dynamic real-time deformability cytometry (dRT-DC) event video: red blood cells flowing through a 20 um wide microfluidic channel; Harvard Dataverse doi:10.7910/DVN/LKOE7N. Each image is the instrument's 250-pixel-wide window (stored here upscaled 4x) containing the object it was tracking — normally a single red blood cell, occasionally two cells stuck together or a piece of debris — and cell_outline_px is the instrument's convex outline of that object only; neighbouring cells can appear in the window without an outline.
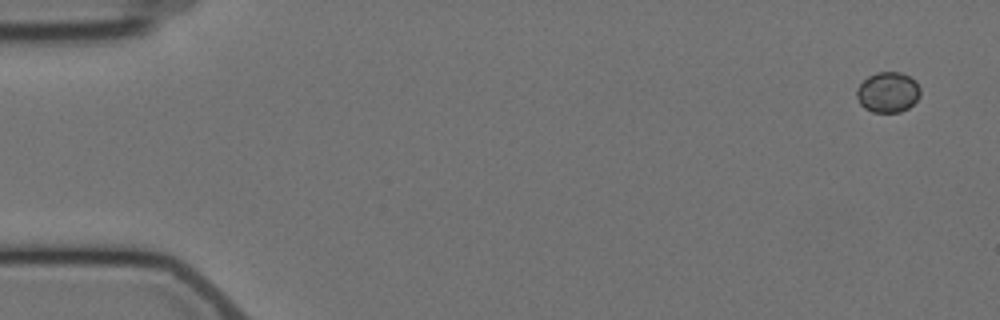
{"species": "Egyptian fruit bat (a non-hibernating species)", "species_latin": "Rousettus aegyptiacus", "temperature_condition": "cold", "stored_images_in_passage": 5, "segment_of_instrument_passage": [1, 2], "camera_frame_rate_fps": 3000, "um_per_image_px": 0.085, "animal": {"sex": "female"}, "frame": {"image": 1, "passage_image": 1, "time_ms": 0.0, "image_size_px": [1000, 320], "cell_outline_px": [[920, 96], [908, 108], [900, 112], [872, 112], [864, 108], [860, 104], [856, 96], [856, 88], [868, 76], [876, 72], [900, 72], [916, 80], [920, 88]], "centroid_in_image_um": [75.46, 7.84], "position_along_channel_um": 9.5, "area_um2": 15.09}}